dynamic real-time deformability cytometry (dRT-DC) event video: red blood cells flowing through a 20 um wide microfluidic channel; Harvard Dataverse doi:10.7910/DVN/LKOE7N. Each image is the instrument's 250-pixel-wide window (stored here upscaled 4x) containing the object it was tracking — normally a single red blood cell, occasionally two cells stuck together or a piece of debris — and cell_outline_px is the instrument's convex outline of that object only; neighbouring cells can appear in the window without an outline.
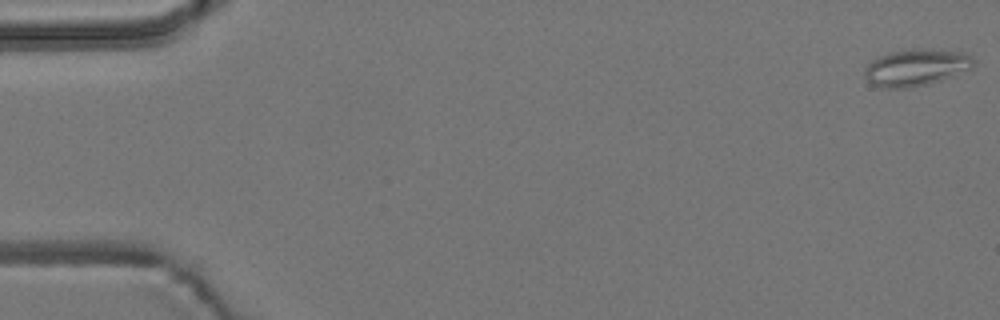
{"species": "common noctule bat (a hibernating species)", "species_latin": "Nyctalus noctula", "temperature_condition": "room temperature", "stored_images_in_passage": 5, "camera_frame_rate_fps": 3000, "um_per_image_px": 0.085, "animal": {"sex": "male", "body_mass_g": 19.2, "forearm_length_mm": 51.8}, "frame": {"image": 1, "passage_image": 1, "time_ms": 0.0, "image_size_px": [1000, 320], "cell_outline_px": [[972, 68], [952, 76], [928, 84], [908, 88], [880, 88], [872, 84], [864, 76], [864, 68], [872, 60], [888, 52], [912, 48], [916, 48], [964, 52], [972, 56]], "centroid_in_image_um": [77.82, 5.73], "position_along_channel_um": 7.2, "area_um2": 23.41}}
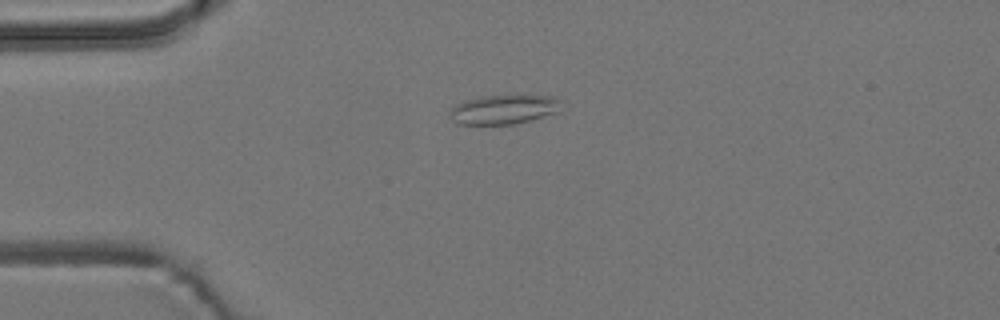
{"frame": {"image": 2, "passage_image": 4, "time_ms": 1.0, "image_size_px": [1000, 320], "cell_outline_px": [[564, 100], [556, 112], [528, 120], [512, 124], [456, 124], [452, 120], [448, 112], [456, 104], [464, 100], [480, 96], [556, 96]], "centroid_in_image_um": [42.78, 9.29], "position_along_channel_um": 42.2, "area_um2": 18.9}}